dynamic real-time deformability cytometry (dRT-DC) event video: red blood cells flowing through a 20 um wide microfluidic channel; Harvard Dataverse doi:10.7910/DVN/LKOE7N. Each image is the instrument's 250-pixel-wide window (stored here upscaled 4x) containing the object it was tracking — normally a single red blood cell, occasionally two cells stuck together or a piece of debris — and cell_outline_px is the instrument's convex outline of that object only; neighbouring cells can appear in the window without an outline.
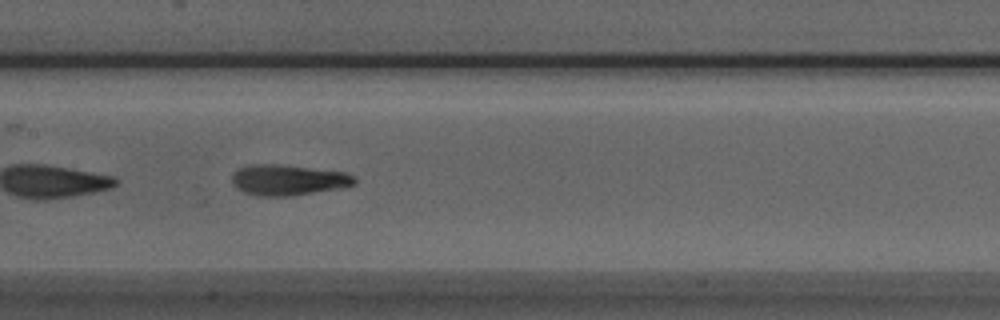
{"species": "Egyptian fruit bat (a non-hibernating species)", "species_latin": "Rousettus aegyptiacus", "temperature_condition": "room temperature", "stored_images_in_passage": 52, "camera_frame_rate_fps": 3000, "um_per_image_px": 0.085, "animal": {"sex": "male"}, "frame": {"image": 1, "passage_image": 25, "time_ms": 8.0, "image_size_px": [1000, 320], "cell_outline_px": [[356, 184], [340, 188], [292, 196], [256, 196], [244, 192], [236, 188], [232, 184], [232, 176], [240, 168], [252, 164], [276, 164], [344, 172], [352, 176], [356, 180]], "centroid_in_image_um": [24.47, 15.31], "position_along_channel_um": 182.9, "area_um2": 21.73}}
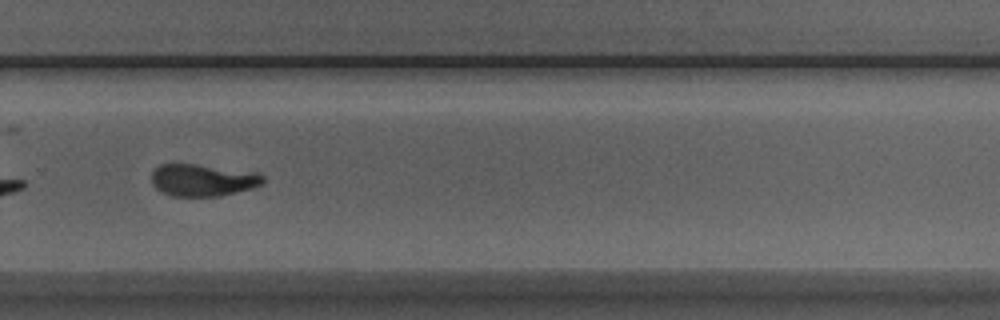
{"frame": {"image": 2, "passage_image": 35, "time_ms": 11.333, "image_size_px": [1000, 320], "cell_outline_px": [[264, 184], [252, 188], [220, 196], [172, 196], [160, 192], [152, 184], [152, 172], [160, 164], [196, 164], [256, 172], [264, 176]], "centroid_in_image_um": [17.24, 15.31], "position_along_channel_um": 312.6, "area_um2": 20.92}}
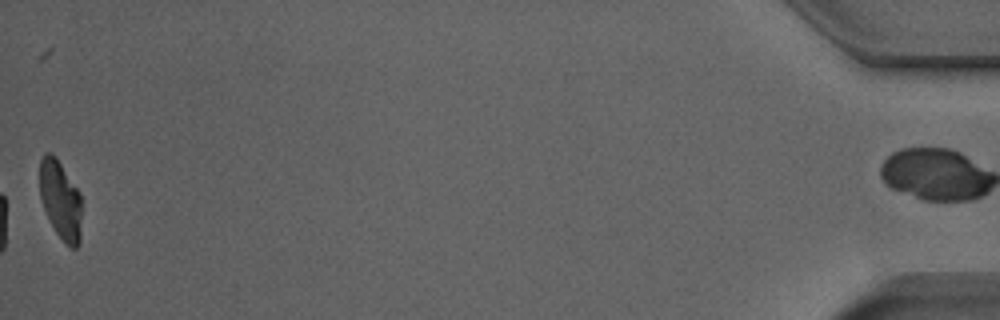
{"frame": {"image": 3, "passage_image": 52, "time_ms": 17.0, "image_size_px": [1000, 320], "cell_outline_px": [[80, 244], [76, 248], [72, 248], [64, 244], [56, 232], [40, 200], [40, 160], [44, 152], [52, 152], [56, 156], [80, 192]], "centroid_in_image_um": [5.13, 16.97], "position_along_channel_um": 430.1, "area_um2": 19.31}, "authors_computed_cell_mechanics": {"area_um2": 21.6461, "velocity_mm_per_s": 3.9086, "shape_relaxation_time_tau1_ms": 4.5413, "shape_relaxation_time_tau2_ms": 2.0818, "deformation_change_tau1": 0.1519, "deformation_change_tau2": 0.1001}}